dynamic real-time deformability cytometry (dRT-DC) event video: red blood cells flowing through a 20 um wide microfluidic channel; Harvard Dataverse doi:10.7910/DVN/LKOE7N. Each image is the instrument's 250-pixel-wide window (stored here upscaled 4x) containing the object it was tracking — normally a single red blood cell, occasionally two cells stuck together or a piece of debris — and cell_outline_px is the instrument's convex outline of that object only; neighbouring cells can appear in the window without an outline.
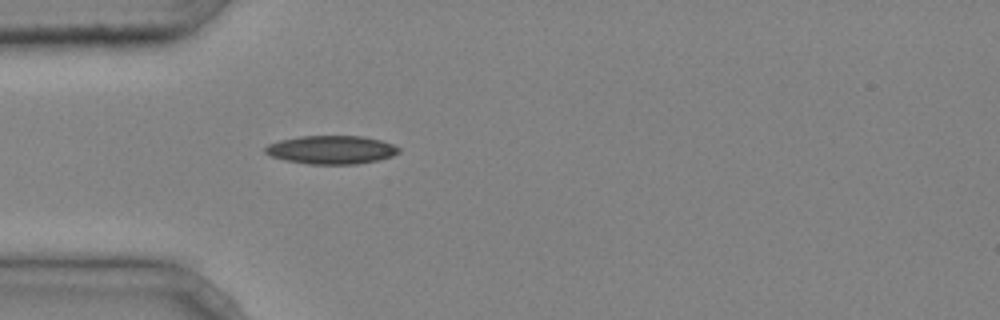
{"species": "common noctule bat (a hibernating species)", "species_latin": "Nyctalus noctula", "temperature_condition": "cold", "stored_images_in_passage": 4, "camera_frame_rate_fps": 3000, "um_per_image_px": 0.085, "animal": {"sex": "male", "body_mass_g": 20.4}, "frame": {"image": 1, "passage_image": 4, "time_ms": 1.0, "image_size_px": [1000, 320], "cell_outline_px": [[400, 152], [392, 156], [376, 160], [356, 164], [308, 164], [284, 160], [272, 156], [264, 152], [264, 148], [268, 144], [280, 140], [300, 136], [364, 136], [380, 140], [392, 144], [400, 148]], "centroid_in_image_um": [28.15, 12.73], "position_along_channel_um": 56.8, "area_um2": 22.08}}